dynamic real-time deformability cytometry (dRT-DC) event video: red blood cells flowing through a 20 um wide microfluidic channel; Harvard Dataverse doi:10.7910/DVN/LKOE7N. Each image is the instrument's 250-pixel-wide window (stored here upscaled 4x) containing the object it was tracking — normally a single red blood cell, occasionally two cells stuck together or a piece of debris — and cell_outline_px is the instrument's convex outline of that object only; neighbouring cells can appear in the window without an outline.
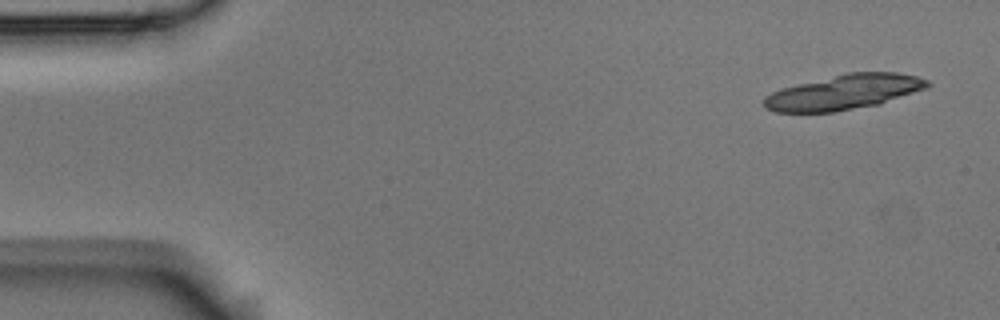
{"species": "Egyptian fruit bat (a non-hibernating species)", "species_latin": "Rousettus aegyptiacus", "temperature_condition": "room temperature", "stored_images_in_passage": 5, "segment_of_instrument_passage": [1, 2], "camera_frame_rate_fps": 3000, "um_per_image_px": 0.085, "animal": {"sex": "male"}, "frame": {"image": 1, "passage_image": 1, "time_ms": 0.0, "image_size_px": [1000, 320], "cell_outline_px": [[932, 84], [928, 88], [880, 104], [832, 112], [776, 112], [764, 108], [764, 96], [772, 92], [784, 88], [848, 72], [896, 72], [916, 76], [928, 80]], "centroid_in_image_um": [71.79, 7.84], "position_along_channel_um": 13.2, "area_um2": 33.06}}